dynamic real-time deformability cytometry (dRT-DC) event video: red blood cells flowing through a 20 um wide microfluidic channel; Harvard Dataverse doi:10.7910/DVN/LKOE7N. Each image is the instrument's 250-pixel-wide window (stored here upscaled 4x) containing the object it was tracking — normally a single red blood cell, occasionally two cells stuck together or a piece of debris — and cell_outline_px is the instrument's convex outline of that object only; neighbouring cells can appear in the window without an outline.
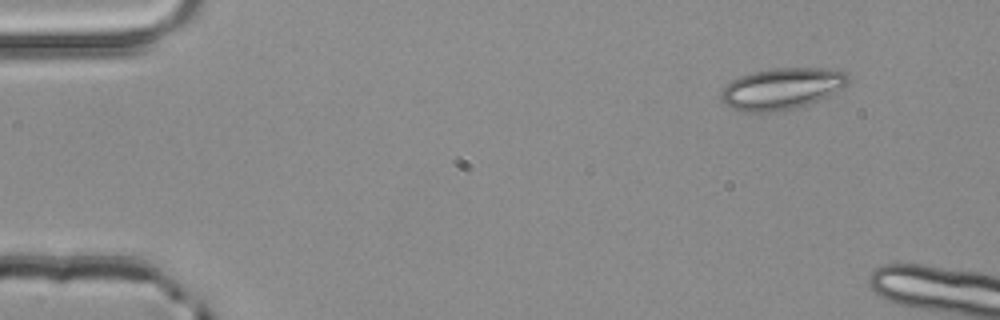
{"species": "common noctule bat (a hibernating species)", "species_latin": "Nyctalus noctula", "temperature_condition": "room temperature", "stored_images_in_passage": 3, "camera_frame_rate_fps": 3000, "um_per_image_px": 0.085, "animal": {"sex": "male", "body_mass_g": 20.4}, "frame": {"image": 1, "passage_image": 3, "time_ms": 0.667, "image_size_px": [1000, 320], "cell_outline_px": [[848, 84], [832, 96], [800, 108], [768, 112], [748, 112], [732, 108], [724, 104], [720, 96], [720, 92], [724, 84], [740, 76], [752, 72], [772, 68], [824, 68], [844, 72], [848, 76]], "centroid_in_image_um": [66.46, 7.55], "position_along_channel_um": 18.5, "area_um2": 31.21}}